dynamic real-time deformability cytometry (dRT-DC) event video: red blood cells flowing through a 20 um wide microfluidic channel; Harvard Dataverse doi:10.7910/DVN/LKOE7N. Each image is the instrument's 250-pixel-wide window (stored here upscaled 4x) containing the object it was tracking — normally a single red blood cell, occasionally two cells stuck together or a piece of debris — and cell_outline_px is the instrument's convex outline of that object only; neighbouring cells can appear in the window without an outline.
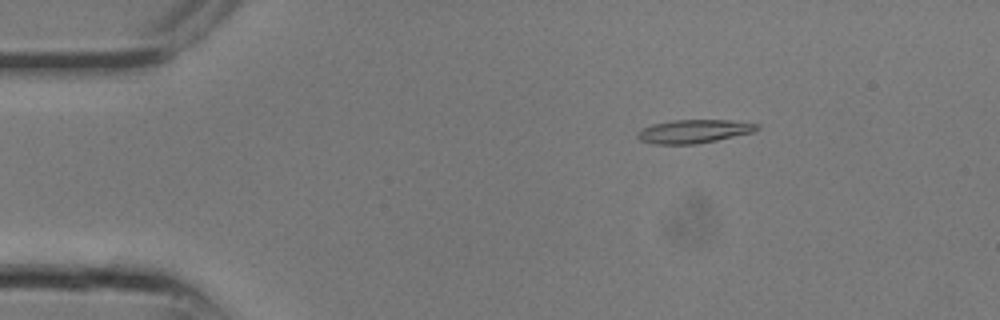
{"species": "common noctule bat (a hibernating species)", "species_latin": "Nyctalus noctula", "temperature_condition": "room temperature", "stored_images_in_passage": 9, "camera_frame_rate_fps": 3000, "um_per_image_px": 0.085, "animal": {"sex": "male", "body_mass_g": 13.3}, "frame": {"image": 1, "passage_image": 4, "time_ms": 1.0, "image_size_px": [1000, 320], "cell_outline_px": [[760, 128], [756, 132], [696, 144], [652, 144], [640, 140], [636, 136], [636, 132], [640, 128], [652, 124], [672, 120], [728, 120], [760, 124]], "centroid_in_image_um": [58.97, 11.16], "position_along_channel_um": 26.0, "area_um2": 16.59}}
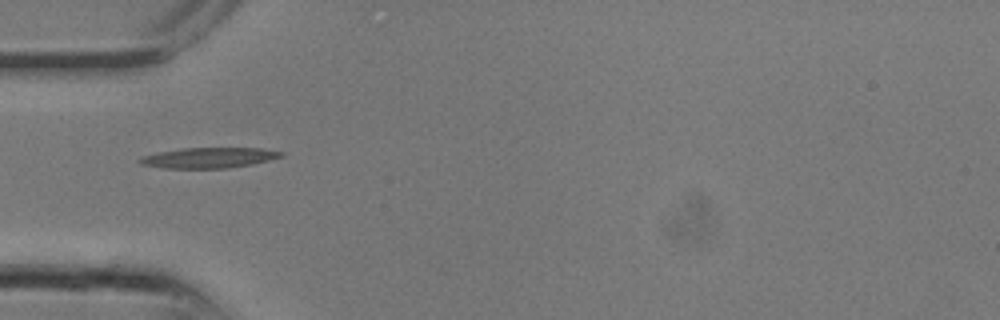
{"frame": {"image": 2, "passage_image": 8, "time_ms": 2.333, "image_size_px": [1000, 320], "cell_outline_px": [[284, 156], [252, 164], [228, 168], [164, 168], [140, 164], [136, 160], [140, 156], [180, 148], [260, 148], [284, 152]], "centroid_in_image_um": [17.72, 13.41], "position_along_channel_um": 67.3, "area_um2": 16.88}}